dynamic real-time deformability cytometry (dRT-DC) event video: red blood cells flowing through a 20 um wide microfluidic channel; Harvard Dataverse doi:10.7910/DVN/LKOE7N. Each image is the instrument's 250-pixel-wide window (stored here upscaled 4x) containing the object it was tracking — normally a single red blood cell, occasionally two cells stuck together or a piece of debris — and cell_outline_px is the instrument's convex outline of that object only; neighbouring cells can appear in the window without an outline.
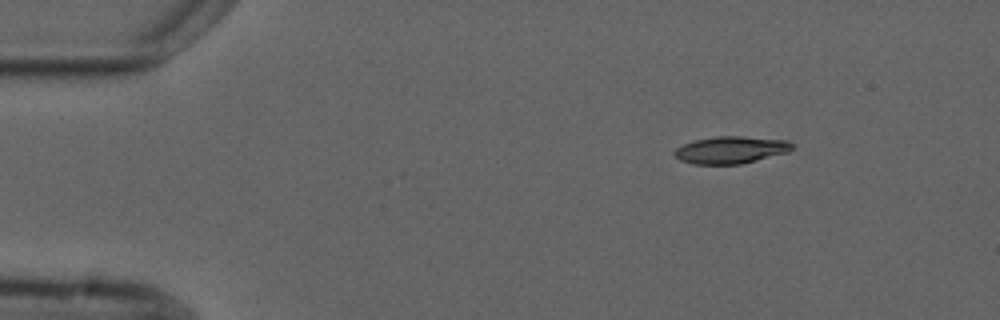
{"species": "common noctule bat (a hibernating species)", "species_latin": "Nyctalus noctula", "temperature_condition": "cold", "stored_images_in_passage": 6, "camera_frame_rate_fps": 3000, "um_per_image_px": 0.085, "animal": {"sex": "male", "forearm_length_mm": 52.5}, "frame": {"image": 1, "passage_image": 1, "time_ms": 0.0, "image_size_px": [1000, 320], "cell_outline_px": [[792, 148], [788, 152], [740, 164], [692, 164], [680, 160], [672, 152], [676, 148], [684, 144], [696, 140], [716, 136], [740, 136], [788, 140], [792, 144]], "centroid_in_image_um": [62.1, 12.74], "position_along_channel_um": 22.9, "area_um2": 18.5}}
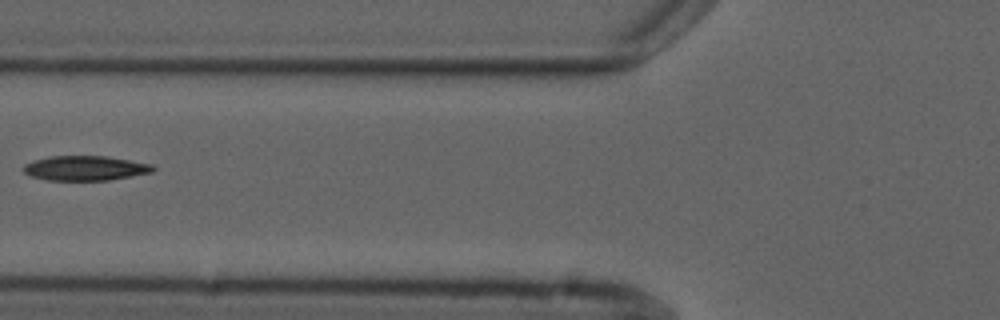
{"frame": {"image": 2, "passage_image": 5, "time_ms": 4.667, "image_size_px": [1000, 320], "cell_outline_px": [[156, 168], [152, 172], [108, 180], [48, 180], [28, 176], [24, 172], [24, 164], [32, 160], [52, 156], [104, 156], [152, 164]], "centroid_in_image_um": [7.2, 14.29], "position_along_channel_um": 118.6, "area_um2": 18.55}}
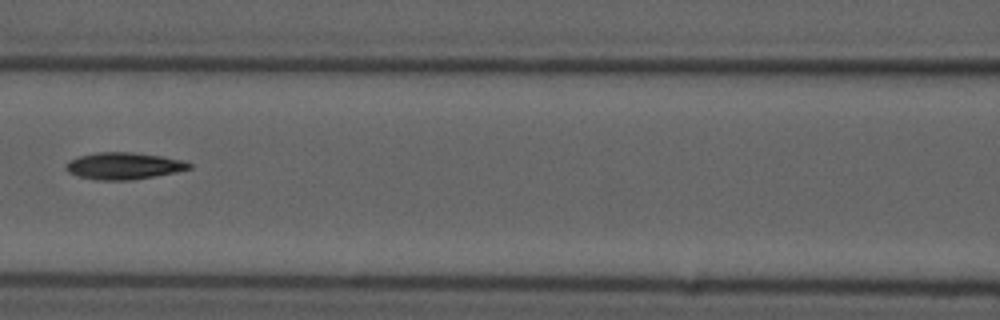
{"frame": {"image": 3, "passage_image": 6, "time_ms": 5.667, "image_size_px": [1000, 320], "cell_outline_px": [[192, 168], [176, 172], [132, 180], [96, 180], [76, 176], [68, 172], [64, 168], [64, 164], [68, 160], [80, 156], [96, 152], [132, 152], [160, 156], [180, 160], [192, 164]], "centroid_in_image_um": [10.45, 14.1], "position_along_channel_um": 156.2, "area_um2": 19.36}}